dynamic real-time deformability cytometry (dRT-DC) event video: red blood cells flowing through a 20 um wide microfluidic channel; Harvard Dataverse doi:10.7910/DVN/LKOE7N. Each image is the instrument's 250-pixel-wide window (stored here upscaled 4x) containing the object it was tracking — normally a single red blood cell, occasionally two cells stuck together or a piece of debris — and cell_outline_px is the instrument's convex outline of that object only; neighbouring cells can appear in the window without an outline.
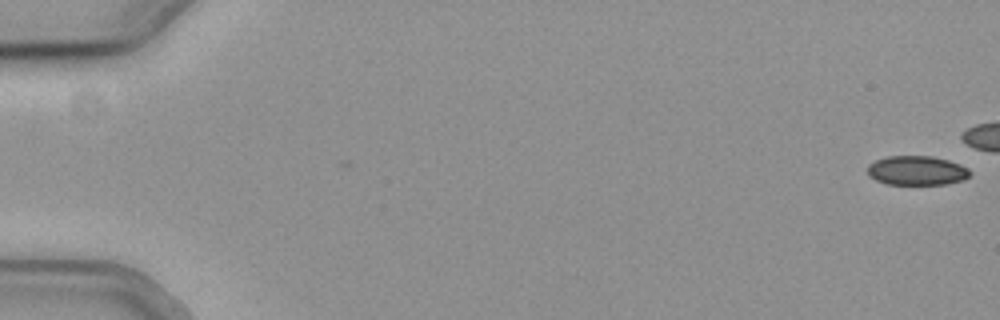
{"species": "common noctule bat (a hibernating species)", "species_latin": "Nyctalus noctula", "temperature_condition": "cold", "stored_images_in_passage": 46, "camera_frame_rate_fps": 3000, "um_per_image_px": 0.085, "animal": {"sex": "female", "body_mass_g": 19.3, "forearm_length_mm": 54.1}, "frame": {"image": 1, "passage_image": 1, "time_ms": 0.0, "image_size_px": [1000, 320], "cell_outline_px": [[972, 172], [964, 180], [944, 184], [888, 184], [876, 180], [868, 176], [868, 164], [876, 160], [888, 156], [932, 156], [948, 160], [960, 164], [968, 168]], "centroid_in_image_um": [77.93, 14.49], "position_along_channel_um": 7.1, "area_um2": 17.51}}
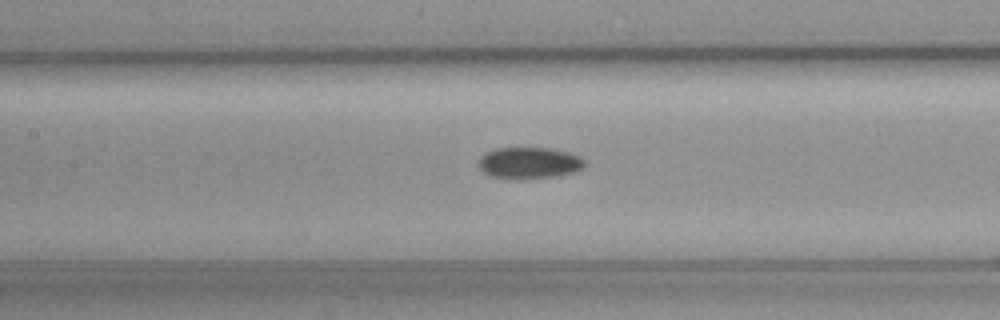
{"frame": {"image": 2, "passage_image": 27, "time_ms": 8.667, "image_size_px": [1000, 320], "cell_outline_px": [[584, 168], [576, 172], [556, 176], [524, 180], [508, 180], [492, 176], [484, 172], [480, 168], [480, 156], [496, 148], [548, 148], [568, 152], [580, 156], [584, 160]], "centroid_in_image_um": [45.0, 13.88], "position_along_channel_um": 162.4, "area_um2": 19.71}}
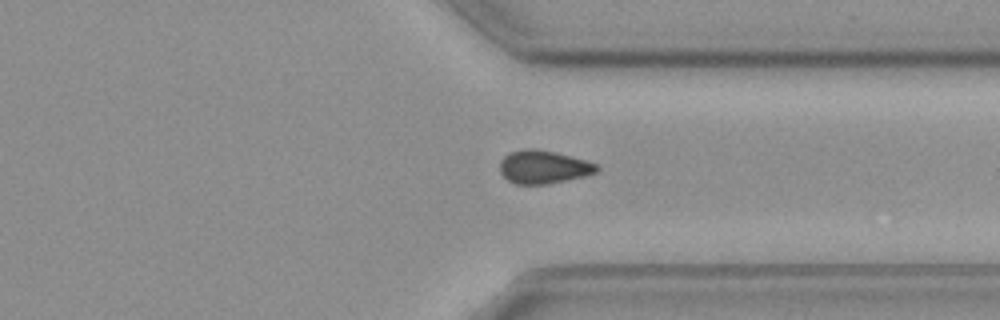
{"frame": {"image": 3, "passage_image": 43, "time_ms": 14.0, "image_size_px": [1000, 320], "cell_outline_px": [[600, 168], [596, 172], [584, 176], [548, 184], [516, 184], [508, 180], [500, 172], [500, 160], [508, 152], [524, 148], [536, 148], [584, 160], [596, 164]], "centroid_in_image_um": [46.14, 14.19], "position_along_channel_um": 365.3, "area_um2": 18.61}}